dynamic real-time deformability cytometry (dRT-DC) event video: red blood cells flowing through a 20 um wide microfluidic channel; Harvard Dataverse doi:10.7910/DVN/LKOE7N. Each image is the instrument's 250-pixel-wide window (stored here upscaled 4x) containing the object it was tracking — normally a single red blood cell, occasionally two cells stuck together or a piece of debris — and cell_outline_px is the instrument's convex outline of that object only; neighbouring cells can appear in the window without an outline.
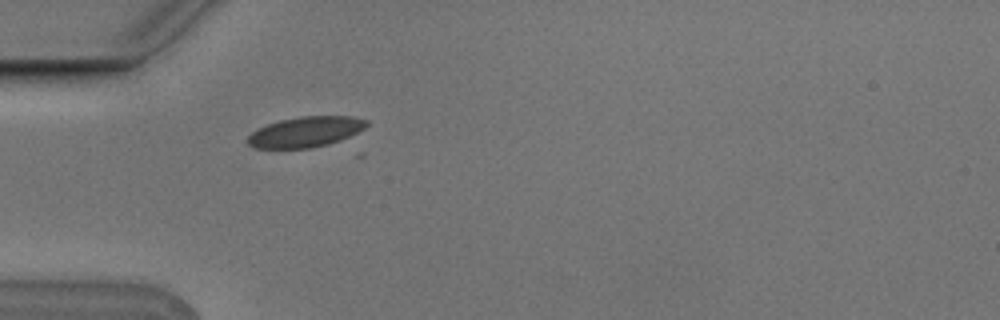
{"species": "Egyptian fruit bat (a non-hibernating species)", "species_latin": "Rousettus aegyptiacus", "temperature_condition": "cold", "stored_images_in_passage": 1, "camera_frame_rate_fps": 3000, "um_per_image_px": 0.085, "animal": {"sex": "male"}, "frame": {"image": 1, "passage_image": 1, "time_ms": 0.0, "image_size_px": [1000, 320], "cell_outline_px": [[368, 124], [364, 128], [340, 140], [328, 144], [312, 148], [256, 148], [248, 144], [248, 136], [252, 132], [268, 124], [280, 120], [300, 116], [352, 116], [368, 120]], "centroid_in_image_um": [25.98, 11.2], "position_along_channel_um": 59.0, "area_um2": 20.87}}